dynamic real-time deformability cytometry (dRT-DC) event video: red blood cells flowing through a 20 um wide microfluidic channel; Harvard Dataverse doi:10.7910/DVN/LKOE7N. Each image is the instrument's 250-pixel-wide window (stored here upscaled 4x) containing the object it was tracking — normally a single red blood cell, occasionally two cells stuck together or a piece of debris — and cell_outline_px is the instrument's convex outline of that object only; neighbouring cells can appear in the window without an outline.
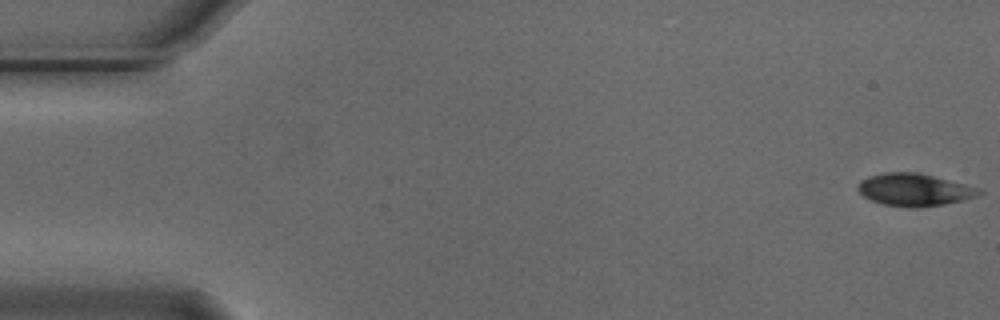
{"species": "Egyptian fruit bat (a non-hibernating species)", "species_latin": "Rousettus aegyptiacus", "temperature_condition": "cold", "stored_images_in_passage": 6, "camera_frame_rate_fps": 3000, "um_per_image_px": 0.085, "animal": {"sex": "male"}, "frame": {"image": 1, "passage_image": 1, "time_ms": 0.0, "image_size_px": [1000, 320], "cell_outline_px": [[984, 192], [976, 196], [944, 204], [916, 208], [912, 208], [884, 204], [872, 200], [864, 196], [856, 188], [860, 180], [868, 176], [884, 172], [920, 172], [980, 188]], "centroid_in_image_um": [77.7, 16.11], "position_along_channel_um": 7.3, "area_um2": 22.89}}
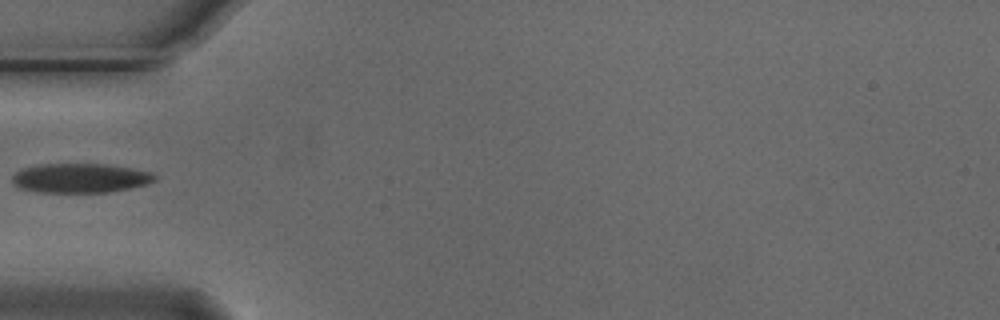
{"frame": {"image": 2, "passage_image": 5, "time_ms": 1.333, "image_size_px": [1000, 320], "cell_outline_px": [[156, 180], [148, 184], [112, 192], [36, 192], [20, 188], [12, 180], [12, 176], [16, 172], [24, 168], [40, 164], [108, 164], [152, 172], [156, 176]], "centroid_in_image_um": [6.86, 15.14], "position_along_channel_um": 78.1, "area_um2": 24.39}}
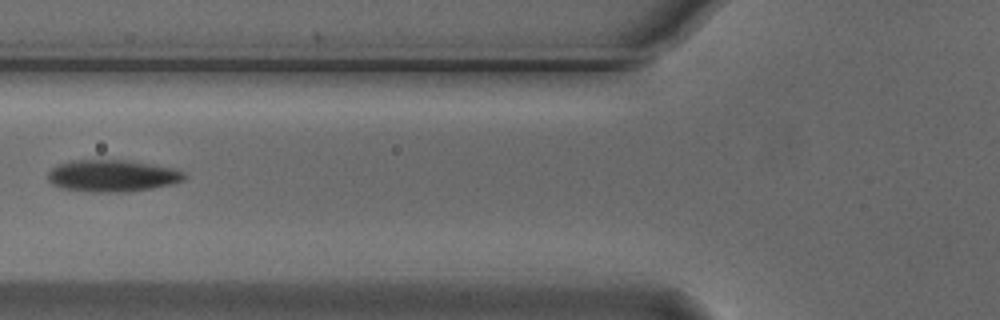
{"frame": {"image": 3, "passage_image": 6, "time_ms": 1.667, "image_size_px": [1000, 320], "cell_outline_px": [[188, 176], [184, 180], [172, 184], [152, 188], [128, 192], [92, 192], [60, 188], [52, 184], [48, 180], [48, 172], [52, 168], [60, 164], [76, 160], [124, 160], [176, 168], [184, 172]], "centroid_in_image_um": [9.58, 14.95], "position_along_channel_um": 116.2, "area_um2": 25.43}}